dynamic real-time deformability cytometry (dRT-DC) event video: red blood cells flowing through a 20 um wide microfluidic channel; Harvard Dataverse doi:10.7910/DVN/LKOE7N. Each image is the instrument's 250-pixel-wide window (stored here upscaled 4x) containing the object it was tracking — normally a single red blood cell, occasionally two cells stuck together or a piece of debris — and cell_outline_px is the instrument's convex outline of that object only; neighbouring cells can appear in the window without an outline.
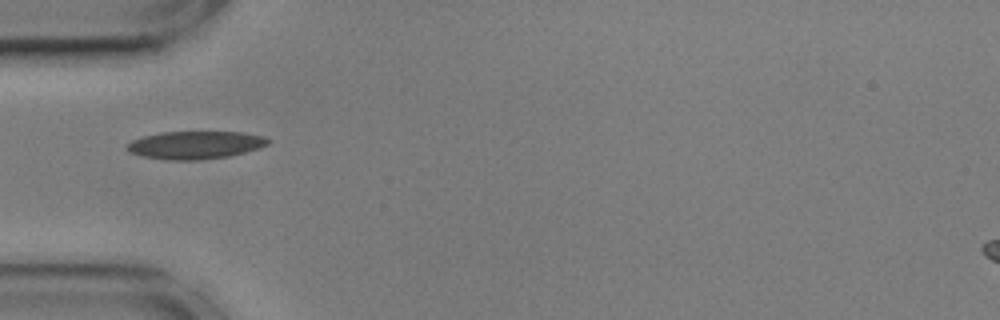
{"species": "common noctule bat (a hibernating species)", "species_latin": "Nyctalus noctula", "temperature_condition": "cold", "stored_images_in_passage": 39, "camera_frame_rate_fps": 3000, "um_per_image_px": 0.085, "animal": {"sex": "male", "body_mass_g": 17.9, "forearm_length_mm": 54.2}, "frame": {"image": 1, "passage_image": 1, "time_ms": 0.0, "image_size_px": [1000, 320], "cell_outline_px": [[272, 140], [268, 144], [260, 148], [228, 156], [200, 160], [168, 160], [144, 156], [128, 152], [128, 144], [132, 140], [144, 136], [164, 132], [244, 132], [264, 136]], "centroid_in_image_um": [16.65, 12.32], "position_along_channel_um": 68.4, "area_um2": 22.77}}
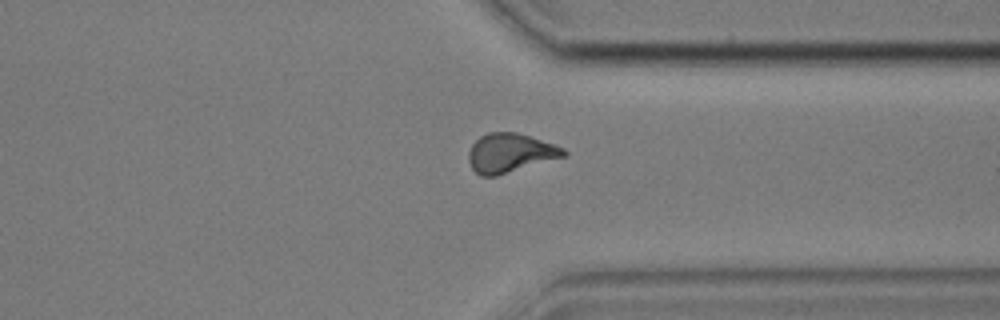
{"frame": {"image": 2, "passage_image": 26, "time_ms": 8.333, "image_size_px": [1000, 320], "cell_outline_px": [[568, 152], [564, 156], [496, 176], [480, 176], [472, 168], [468, 160], [468, 152], [472, 144], [480, 136], [488, 132], [516, 132], [564, 148]], "centroid_in_image_um": [43.31, 13.0], "position_along_channel_um": 368.1, "area_um2": 21.33}}
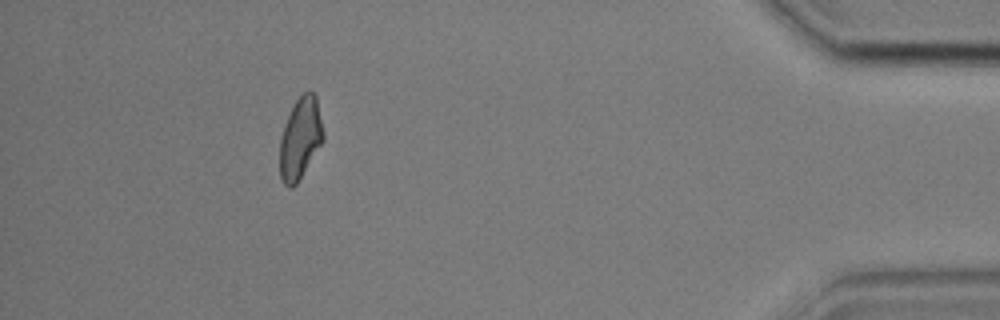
{"frame": {"image": 3, "passage_image": 34, "time_ms": 11.0, "image_size_px": [1000, 320], "cell_outline_px": [[324, 140], [296, 184], [292, 188], [288, 188], [284, 184], [280, 176], [280, 136], [288, 116], [296, 100], [308, 88], [316, 96], [324, 132]], "centroid_in_image_um": [25.53, 11.75], "position_along_channel_um": 409.7, "area_um2": 20.58}, "authors_computed_cell_mechanics": {"area_um2": 21.2704, "velocity_mm_per_s": 3.5985, "shape_relaxation_time_tau1_ms": 5.7682, "shape_relaxation_time_tau2_ms": 3.7483, "deformation_change_tau1": 0.1419, "deformation_change_tau2": 0.0947}}